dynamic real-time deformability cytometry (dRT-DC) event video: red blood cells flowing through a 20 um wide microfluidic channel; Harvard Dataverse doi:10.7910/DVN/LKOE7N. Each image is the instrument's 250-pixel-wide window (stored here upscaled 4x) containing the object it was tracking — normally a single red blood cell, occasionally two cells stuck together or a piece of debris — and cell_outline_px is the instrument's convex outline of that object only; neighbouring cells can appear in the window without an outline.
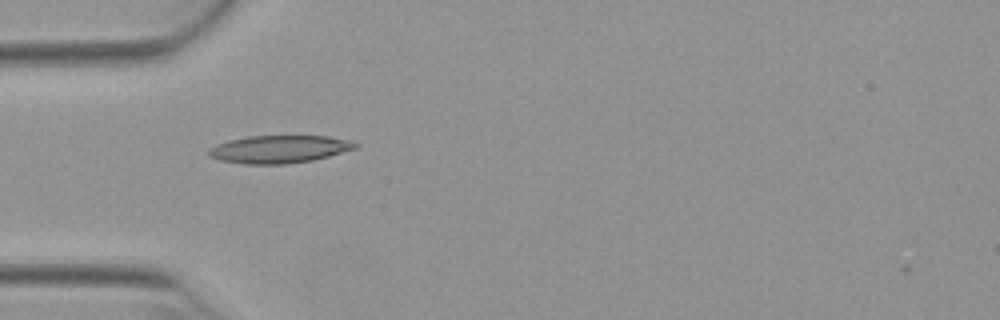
{"species": "Egyptian fruit bat (a non-hibernating species)", "species_latin": "Rousettus aegyptiacus", "temperature_condition": "warm", "stored_images_in_passage": 37, "camera_frame_rate_fps": 3000, "um_per_image_px": 0.085, "animal": {"sex": "female"}, "frame": {"image": 1, "passage_image": 1, "time_ms": 0.0, "image_size_px": [1000, 320], "cell_outline_px": [[360, 144], [356, 148], [328, 156], [312, 160], [288, 164], [244, 164], [220, 160], [208, 156], [208, 148], [216, 144], [228, 140], [248, 136], [328, 136], [348, 140]], "centroid_in_image_um": [23.69, 12.68], "position_along_channel_um": 61.3, "area_um2": 23.7}}
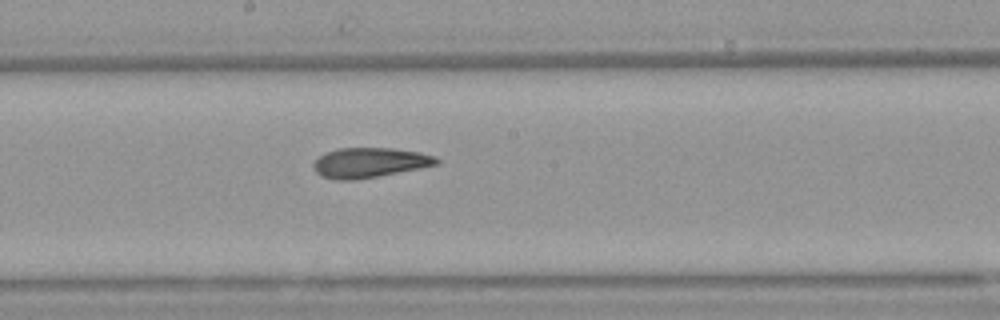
{"frame": {"image": 2, "passage_image": 13, "time_ms": 4.0, "image_size_px": [1000, 320], "cell_outline_px": [[440, 164], [380, 176], [356, 180], [336, 180], [320, 176], [316, 172], [312, 164], [324, 152], [340, 148], [392, 148], [420, 152], [436, 156], [440, 160]], "centroid_in_image_um": [31.43, 13.83], "position_along_channel_um": 216.8, "area_um2": 21.68}}
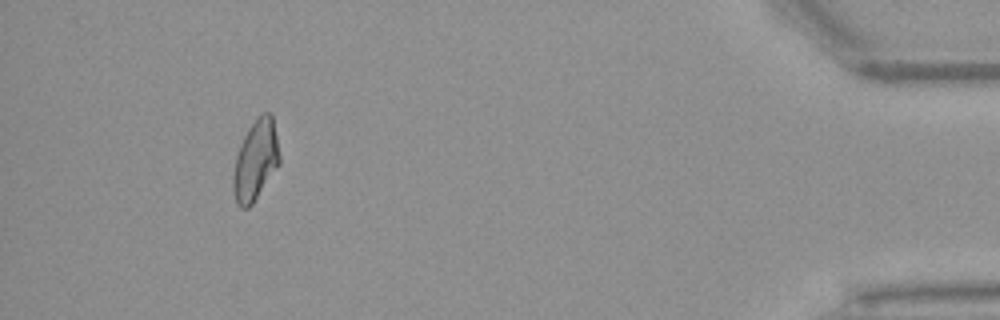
{"frame": {"image": 3, "passage_image": 33, "time_ms": 10.667, "image_size_px": [1000, 320], "cell_outline_px": [[280, 164], [252, 204], [248, 208], [240, 208], [236, 204], [232, 188], [232, 176], [236, 156], [240, 144], [248, 128], [264, 112], [272, 112], [280, 152]], "centroid_in_image_um": [21.73, 13.65], "position_along_channel_um": 413.5, "area_um2": 21.85}, "authors_computed_cell_mechanics": {"area_um2": 21.7328, "velocity_mm_per_s": 3.9472, "shape_relaxation_time_tau1_ms": null, "shape_relaxation_time_tau2_ms": 3.367, "deformation_change_tau1": null, "deformation_change_tau2": 0.1011}}